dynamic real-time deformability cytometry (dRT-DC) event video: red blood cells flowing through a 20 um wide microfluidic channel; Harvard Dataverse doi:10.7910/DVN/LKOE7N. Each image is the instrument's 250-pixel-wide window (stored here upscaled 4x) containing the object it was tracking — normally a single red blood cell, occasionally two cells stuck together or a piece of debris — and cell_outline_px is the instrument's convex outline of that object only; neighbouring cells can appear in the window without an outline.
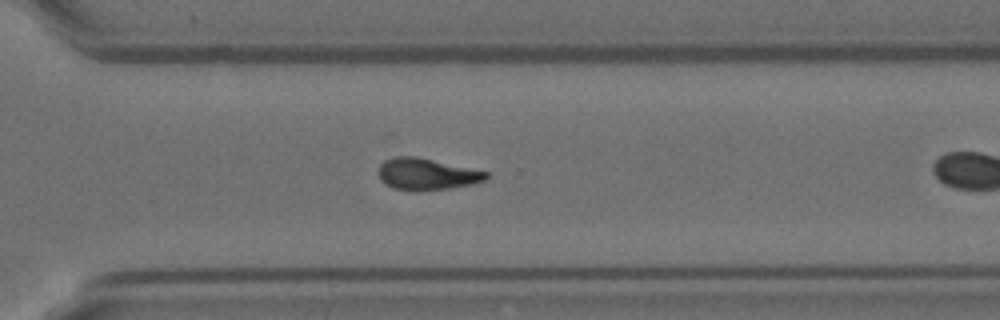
{"species": "Egyptian fruit bat (a non-hibernating species)", "species_latin": "Rousettus aegyptiacus", "temperature_condition": "room temperature", "stored_images_in_passage": 21, "camera_frame_rate_fps": 3000, "um_per_image_px": 0.085, "animal": {"sex": "female"}, "frame": {"image": 1, "passage_image": 17, "time_ms": 5.333, "image_size_px": [1000, 320], "cell_outline_px": [[488, 176], [484, 180], [472, 184], [448, 188], [416, 192], [392, 188], [384, 184], [380, 180], [376, 172], [380, 164], [384, 160], [396, 156], [416, 156], [488, 172]], "centroid_in_image_um": [36.18, 14.81], "position_along_channel_um": 334.4, "area_um2": 20.06}}
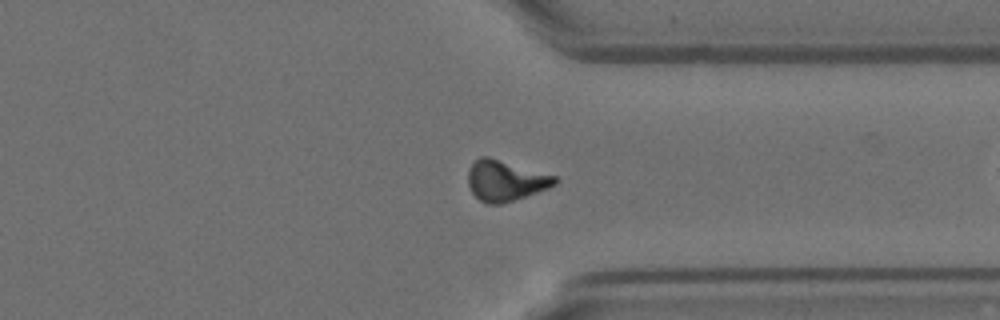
{"frame": {"image": 2, "passage_image": 20, "time_ms": 6.333, "image_size_px": [1000, 320], "cell_outline_px": [[560, 180], [556, 184], [548, 188], [500, 204], [488, 204], [480, 200], [472, 192], [468, 184], [468, 172], [472, 164], [480, 156], [488, 156], [556, 176]], "centroid_in_image_um": [42.96, 15.34], "position_along_channel_um": 368.4, "area_um2": 20.29}}